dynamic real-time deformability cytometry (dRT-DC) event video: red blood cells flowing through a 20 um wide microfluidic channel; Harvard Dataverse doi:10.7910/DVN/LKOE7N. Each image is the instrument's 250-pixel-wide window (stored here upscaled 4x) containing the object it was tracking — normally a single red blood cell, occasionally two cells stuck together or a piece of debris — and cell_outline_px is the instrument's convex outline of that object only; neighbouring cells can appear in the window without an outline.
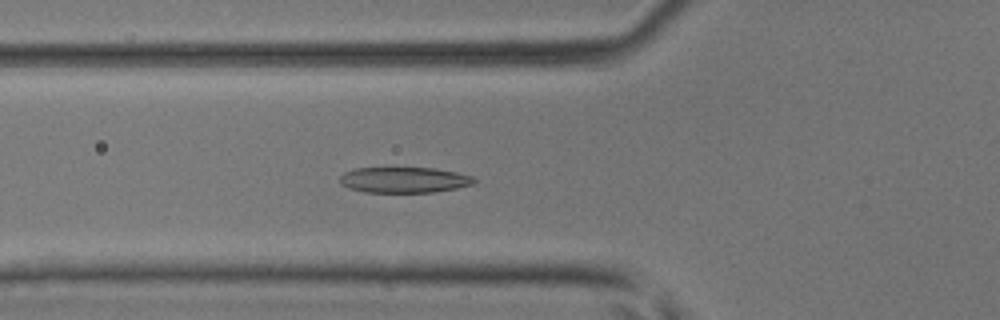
{"species": "common noctule bat (a hibernating species)", "species_latin": "Nyctalus noctula", "temperature_condition": "room temperature", "stored_images_in_passage": 34, "camera_frame_rate_fps": 3000, "um_per_image_px": 0.085, "animal": {"sex": "male", "body_mass_g": 17.9, "forearm_length_mm": 54.2}, "frame": {"image": 1, "passage_image": 4, "time_ms": 1.0, "image_size_px": [1000, 320], "cell_outline_px": [[476, 180], [472, 184], [456, 188], [432, 192], [364, 192], [348, 188], [340, 184], [340, 176], [344, 172], [356, 168], [436, 168], [456, 172], [472, 176]], "centroid_in_image_um": [34.32, 15.29], "position_along_channel_um": 91.5, "area_um2": 20.06}}
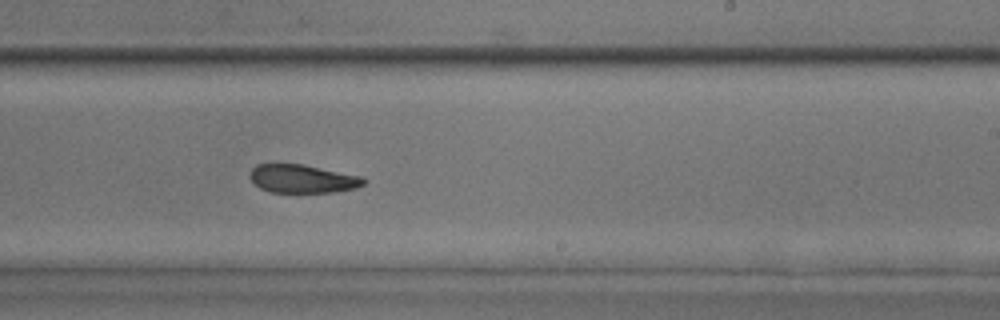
{"frame": {"image": 2, "passage_image": 16, "time_ms": 5.0, "image_size_px": [1000, 320], "cell_outline_px": [[368, 180], [364, 184], [356, 188], [332, 192], [268, 192], [252, 184], [248, 176], [248, 172], [256, 164], [304, 164], [360, 176]], "centroid_in_image_um": [25.65, 15.19], "position_along_channel_um": 263.3, "area_um2": 19.02}}
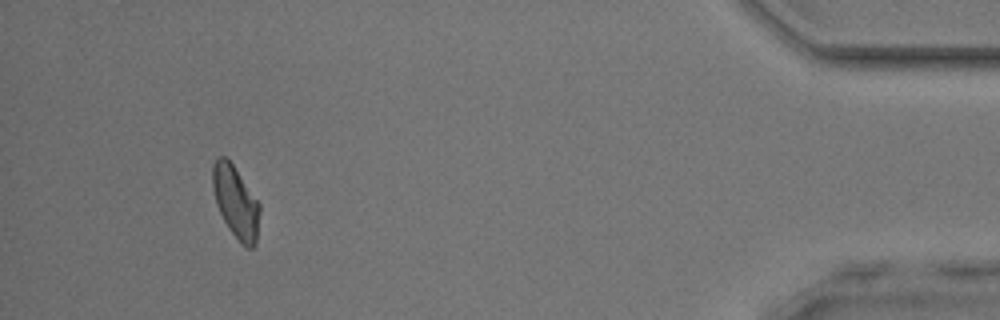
{"frame": {"image": 3, "passage_image": 31, "time_ms": 10.0, "image_size_px": [1000, 320], "cell_outline_px": [[260, 212], [256, 244], [252, 248], [248, 248], [240, 244], [228, 228], [216, 204], [212, 184], [212, 164], [220, 156], [224, 156], [232, 164], [260, 204]], "centroid_in_image_um": [20.04, 17.21], "position_along_channel_um": 415.2, "area_um2": 19.65}}